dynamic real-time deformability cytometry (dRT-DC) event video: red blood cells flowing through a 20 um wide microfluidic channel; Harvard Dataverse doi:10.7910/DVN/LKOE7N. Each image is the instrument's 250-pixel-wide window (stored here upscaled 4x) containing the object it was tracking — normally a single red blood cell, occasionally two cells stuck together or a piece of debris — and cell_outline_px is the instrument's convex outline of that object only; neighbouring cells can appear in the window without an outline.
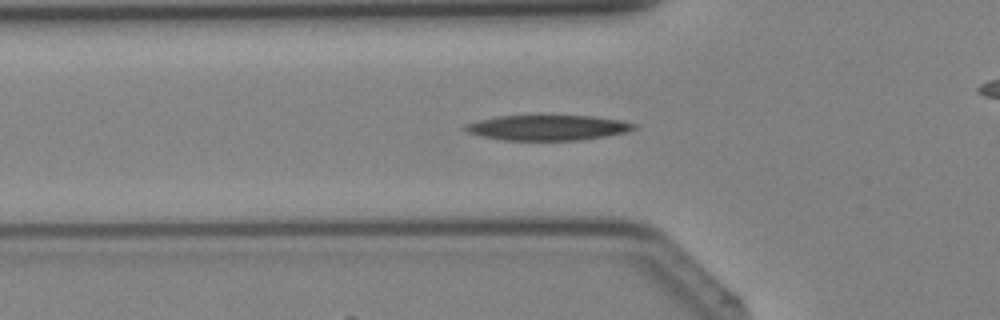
{"species": "Egyptian fruit bat (a non-hibernating species)", "species_latin": "Rousettus aegyptiacus", "temperature_condition": "cold", "stored_images_in_passage": 29, "camera_frame_rate_fps": 3000, "um_per_image_px": 0.085, "animal": {"sex": "female"}, "frame": {"image": 1, "passage_image": 7, "time_ms": 2.0, "image_size_px": [1000, 320], "cell_outline_px": [[640, 128], [628, 132], [580, 140], [500, 140], [480, 136], [464, 132], [460, 128], [464, 124], [496, 116], [540, 112], [592, 116], [620, 120], [640, 124]], "centroid_in_image_um": [46.52, 10.8], "position_along_channel_um": 79.3, "area_um2": 26.59}}
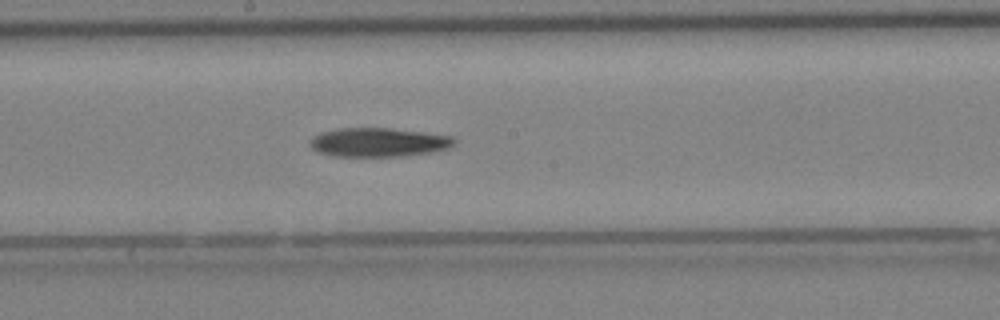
{"frame": {"image": 2, "passage_image": 15, "time_ms": 4.667, "image_size_px": [1000, 320], "cell_outline_px": [[456, 144], [448, 148], [432, 152], [404, 156], [332, 156], [316, 152], [308, 144], [308, 140], [312, 136], [320, 132], [336, 128], [392, 128], [424, 132], [452, 136], [456, 140]], "centroid_in_image_um": [32.13, 12.09], "position_along_channel_um": 216.1, "area_um2": 24.74}}
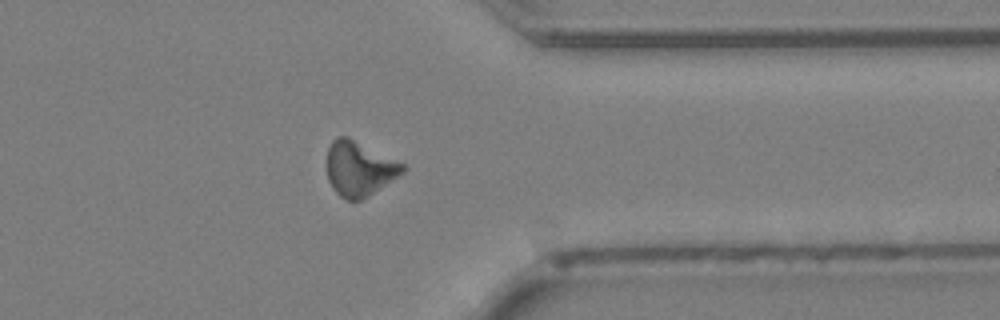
{"frame": {"image": 3, "passage_image": 25, "time_ms": 8.0, "image_size_px": [1000, 320], "cell_outline_px": [[408, 168], [404, 172], [368, 196], [360, 200], [348, 200], [340, 196], [332, 188], [328, 180], [328, 148], [332, 140], [336, 136], [348, 136], [404, 164]], "centroid_in_image_um": [30.53, 14.32], "position_along_channel_um": 380.9, "area_um2": 23.99}}